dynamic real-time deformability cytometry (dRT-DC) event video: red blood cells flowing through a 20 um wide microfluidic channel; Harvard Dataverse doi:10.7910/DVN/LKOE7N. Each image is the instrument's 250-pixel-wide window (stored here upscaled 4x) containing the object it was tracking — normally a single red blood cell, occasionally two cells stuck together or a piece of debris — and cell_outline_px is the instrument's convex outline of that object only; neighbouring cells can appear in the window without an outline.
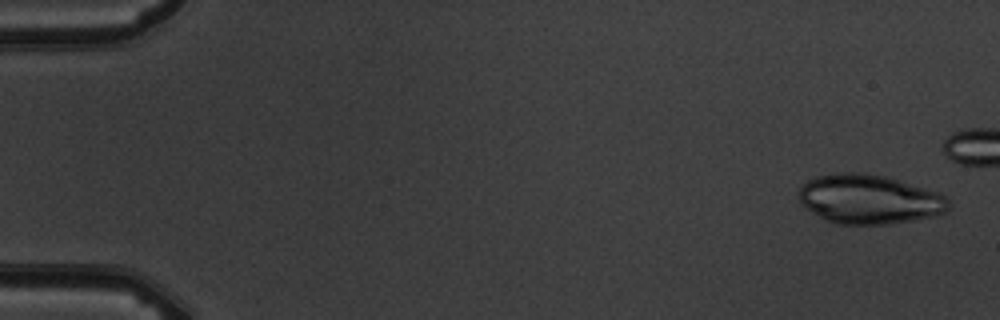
{"species": "common noctule bat (a hibernating species)", "species_latin": "Nyctalus noctula", "temperature_condition": "warm", "stored_images_in_passage": 6, "segment_of_instrument_passage": [1, 2], "camera_frame_rate_fps": 3000, "um_per_image_px": 0.085, "animal": {"sex": "male", "body_mass_g": 19.5, "forearm_length_mm": 54.6}, "frame": {"image": 1, "passage_image": 1, "time_ms": 0.0, "image_size_px": [1000, 320], "cell_outline_px": [[948, 208], [944, 212], [936, 216], [892, 224], [836, 224], [804, 208], [800, 200], [800, 188], [808, 180], [816, 176], [836, 172], [860, 172], [884, 176], [940, 192], [948, 196]], "centroid_in_image_um": [73.9, 16.93], "position_along_channel_um": 11.1, "area_um2": 43.12}}